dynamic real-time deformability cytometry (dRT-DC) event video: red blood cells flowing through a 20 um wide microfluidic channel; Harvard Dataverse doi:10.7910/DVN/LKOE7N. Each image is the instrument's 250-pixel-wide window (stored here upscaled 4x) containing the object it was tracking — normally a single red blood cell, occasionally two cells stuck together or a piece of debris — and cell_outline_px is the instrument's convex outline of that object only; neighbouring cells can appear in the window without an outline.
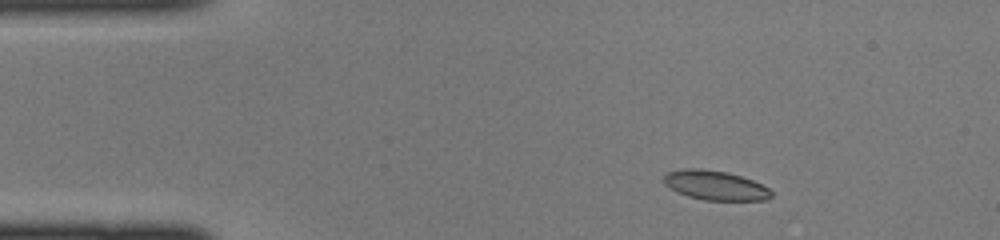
{"species": "common noctule bat (a hibernating species)", "species_latin": "Nyctalus noctula", "temperature_condition": "cold", "stored_images_in_passage": 17, "camera_frame_rate_fps": 3000, "um_per_image_px": 0.085, "animal": {"sex": "female", "body_mass_g": 22.0, "forearm_length_mm": 56.7}, "frame": {"image": 1, "passage_image": 5, "time_ms": 1.333, "image_size_px": [1000, 240], "cell_outline_px": [[772, 196], [764, 200], [704, 200], [688, 196], [676, 192], [668, 188], [664, 184], [664, 176], [668, 172], [684, 168], [700, 168], [728, 172], [752, 180], [768, 188], [772, 192]], "centroid_in_image_um": [60.76, 15.75], "position_along_channel_um": 24.2, "area_um2": 18.44}}
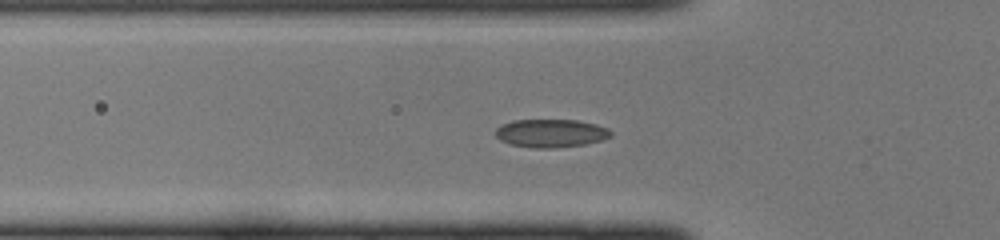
{"frame": {"image": 2, "passage_image": 13, "time_ms": 4.0, "image_size_px": [1000, 240], "cell_outline_px": [[612, 136], [600, 140], [584, 144], [556, 148], [532, 148], [512, 144], [500, 140], [496, 136], [496, 128], [500, 124], [512, 120], [576, 120], [596, 124], [608, 128], [612, 132]], "centroid_in_image_um": [46.81, 11.32], "position_along_channel_um": 79.0, "area_um2": 18.96}}
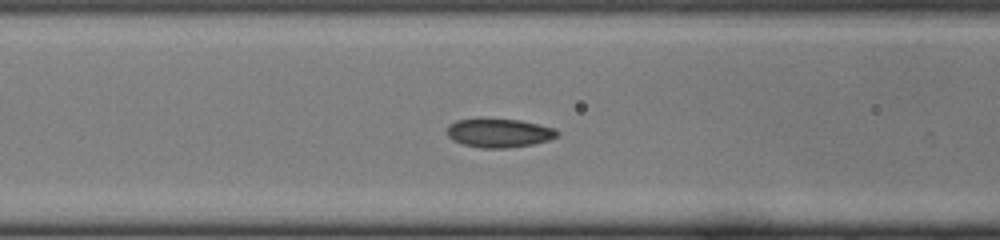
{"frame": {"image": 3, "passage_image": 16, "time_ms": 5.0, "image_size_px": [1000, 240], "cell_outline_px": [[560, 132], [556, 136], [548, 140], [532, 144], [508, 148], [484, 148], [464, 144], [452, 140], [448, 136], [448, 124], [456, 120], [480, 116], [520, 120], [556, 128]], "centroid_in_image_um": [42.39, 11.26], "position_along_channel_um": 124.2, "area_um2": 19.02}}